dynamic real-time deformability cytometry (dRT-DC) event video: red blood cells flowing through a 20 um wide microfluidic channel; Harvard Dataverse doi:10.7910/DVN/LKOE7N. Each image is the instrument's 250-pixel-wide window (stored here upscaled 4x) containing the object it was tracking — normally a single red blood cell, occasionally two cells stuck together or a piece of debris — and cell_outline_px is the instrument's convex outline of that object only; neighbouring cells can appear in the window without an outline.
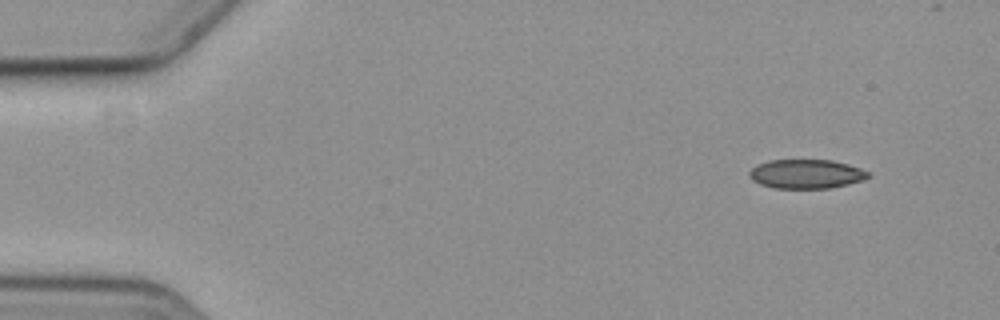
{"species": "common noctule bat (a hibernating species)", "species_latin": "Nyctalus noctula", "temperature_condition": "cold", "stored_images_in_passage": 8, "camera_frame_rate_fps": 3000, "um_per_image_px": 0.085, "animal": {"sex": "female", "body_mass_g": 19.3, "forearm_length_mm": 54.1}, "frame": {"image": 1, "passage_image": 1, "time_ms": 0.0, "image_size_px": [1000, 320], "cell_outline_px": [[872, 176], [864, 180], [832, 188], [776, 188], [760, 184], [752, 180], [748, 176], [748, 172], [756, 164], [768, 160], [832, 160], [848, 164], [860, 168], [868, 172]], "centroid_in_image_um": [68.52, 14.78], "position_along_channel_um": 16.5, "area_um2": 20.35}}
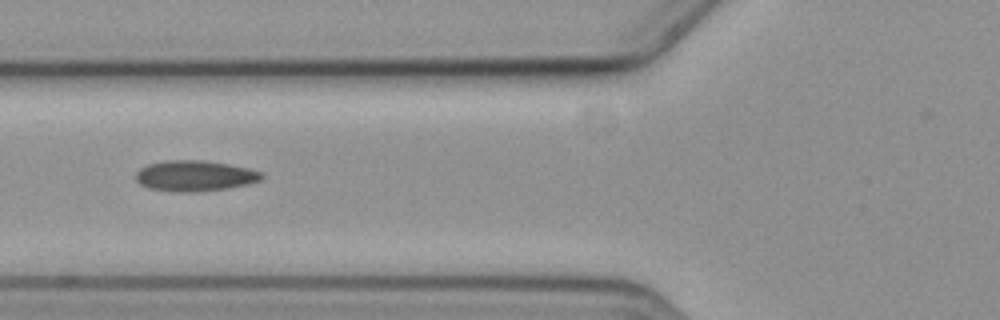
{"frame": {"image": 2, "passage_image": 5, "time_ms": 5.667, "image_size_px": [1000, 320], "cell_outline_px": [[264, 176], [260, 180], [248, 184], [228, 188], [196, 192], [172, 192], [148, 188], [140, 184], [136, 180], [136, 172], [140, 168], [148, 164], [168, 160], [204, 160], [228, 164], [248, 168], [260, 172]], "centroid_in_image_um": [16.53, 14.95], "position_along_channel_um": 109.3, "area_um2": 22.6}}
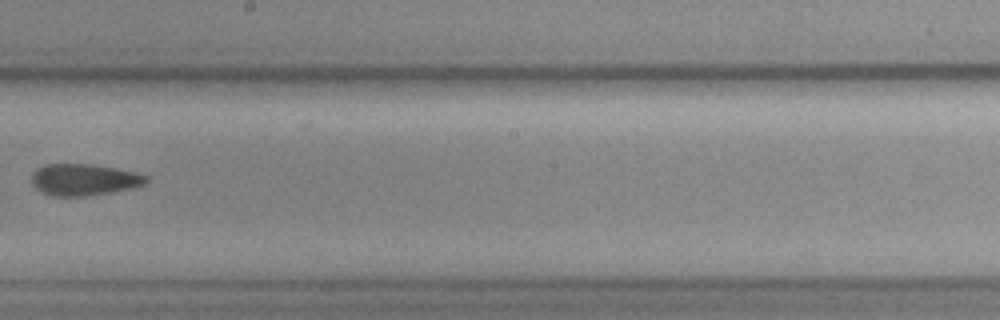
{"frame": {"image": 3, "passage_image": 8, "time_ms": 9.333, "image_size_px": [1000, 320], "cell_outline_px": [[148, 180], [144, 184], [132, 188], [88, 196], [52, 196], [36, 188], [32, 184], [32, 172], [36, 168], [44, 164], [92, 164], [136, 172], [148, 176]], "centroid_in_image_um": [7.13, 15.26], "position_along_channel_um": 241.1, "area_um2": 21.1}}